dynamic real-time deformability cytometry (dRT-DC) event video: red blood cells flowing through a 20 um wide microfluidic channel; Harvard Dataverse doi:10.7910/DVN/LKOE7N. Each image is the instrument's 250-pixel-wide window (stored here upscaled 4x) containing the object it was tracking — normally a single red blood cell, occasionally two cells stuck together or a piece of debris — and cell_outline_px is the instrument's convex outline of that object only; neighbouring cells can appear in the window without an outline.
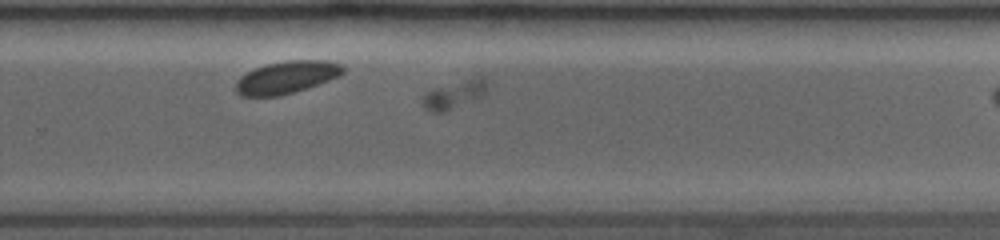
{"species": "common noctule bat (a hibernating species)", "species_latin": "Nyctalus noctula", "temperature_condition": "room temperature", "stored_images_in_passage": 32, "camera_frame_rate_fps": 3500, "um_per_image_px": 0.085, "animal": {"sex": "female", "body_mass_g": 19.0, "forearm_length_mm": 53.3}, "frame": {"image": 1, "passage_image": 21, "time_ms": 5.714, "image_size_px": [1000, 240], "cell_outline_px": [[484, 92], [480, 96], [440, 112], [432, 112], [424, 108], [420, 100], [420, 96], [424, 92], [436, 88], [476, 76], [484, 76]], "centroid_in_image_um": [38.49, 8.02], "position_along_channel_um": 291.3, "area_um2": 10.0}}